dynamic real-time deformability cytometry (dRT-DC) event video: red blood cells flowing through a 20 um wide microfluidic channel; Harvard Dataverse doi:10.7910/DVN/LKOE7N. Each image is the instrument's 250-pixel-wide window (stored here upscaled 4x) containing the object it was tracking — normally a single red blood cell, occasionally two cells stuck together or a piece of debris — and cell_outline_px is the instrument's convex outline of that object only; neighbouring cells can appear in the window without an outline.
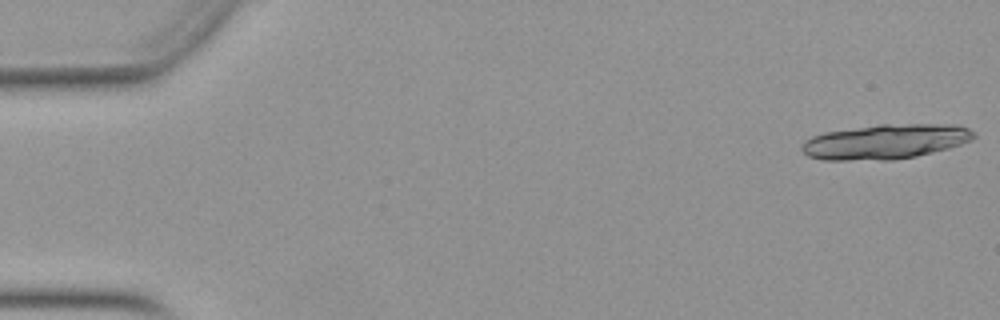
{"species": "Egyptian fruit bat (a non-hibernating species)", "species_latin": "Rousettus aegyptiacus", "temperature_condition": "warm", "stored_images_in_passage": 17, "camera_frame_rate_fps": 3000, "um_per_image_px": 0.085, "animal": {"sex": "female"}, "frame": {"image": 1, "passage_image": 1, "time_ms": 0.0, "image_size_px": [1000, 320], "cell_outline_px": [[976, 136], [972, 140], [948, 148], [916, 156], [892, 160], [824, 160], [808, 156], [800, 148], [804, 140], [812, 136], [824, 132], [880, 124], [960, 124], [976, 132]], "centroid_in_image_um": [75.28, 12.03], "position_along_channel_um": 9.7, "area_um2": 35.14}}